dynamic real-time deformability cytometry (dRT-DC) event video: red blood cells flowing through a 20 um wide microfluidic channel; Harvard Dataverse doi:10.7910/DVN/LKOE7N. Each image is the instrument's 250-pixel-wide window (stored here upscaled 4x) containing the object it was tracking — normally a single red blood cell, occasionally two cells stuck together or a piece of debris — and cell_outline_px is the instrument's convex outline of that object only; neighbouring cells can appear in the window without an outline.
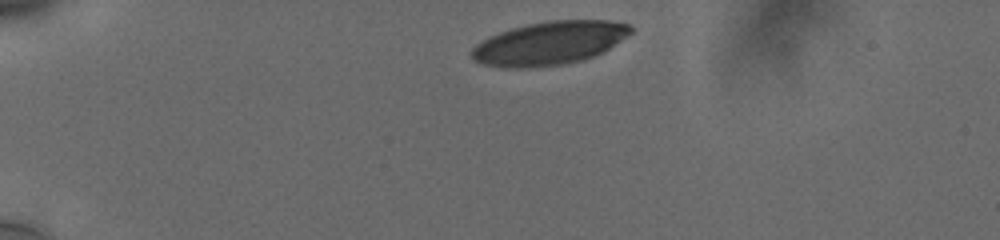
{"species": "human", "species_latin": "Homo sapiens", "temperature_condition": "cold", "stored_images_in_passage": 6, "camera_frame_rate_fps": 3000, "um_per_image_px": 0.085, "donor": {"sex": "male"}, "frame": {"image": 1, "passage_image": 1, "time_ms": 0.0, "image_size_px": [1000, 240], "cell_outline_px": [[632, 32], [608, 48], [592, 56], [580, 60], [560, 64], [524, 68], [504, 68], [484, 64], [476, 60], [468, 52], [476, 44], [488, 36], [512, 28], [528, 24], [548, 20], [608, 20], [628, 24], [632, 28]], "centroid_in_image_um": [46.65, 3.65], "position_along_channel_um": 38.4, "area_um2": 39.71}}
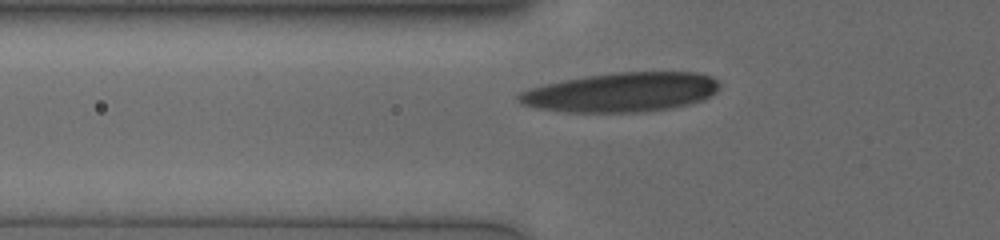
{"frame": {"image": 2, "passage_image": 5, "time_ms": 2.667, "image_size_px": [1000, 240], "cell_outline_px": [[720, 84], [716, 92], [704, 100], [688, 104], [668, 108], [644, 112], [564, 112], [536, 108], [520, 104], [516, 100], [516, 96], [520, 92], [544, 84], [564, 80], [588, 76], [616, 72], [696, 72], [712, 76]], "centroid_in_image_um": [52.81, 7.84], "position_along_channel_um": 73.0, "area_um2": 46.12}}